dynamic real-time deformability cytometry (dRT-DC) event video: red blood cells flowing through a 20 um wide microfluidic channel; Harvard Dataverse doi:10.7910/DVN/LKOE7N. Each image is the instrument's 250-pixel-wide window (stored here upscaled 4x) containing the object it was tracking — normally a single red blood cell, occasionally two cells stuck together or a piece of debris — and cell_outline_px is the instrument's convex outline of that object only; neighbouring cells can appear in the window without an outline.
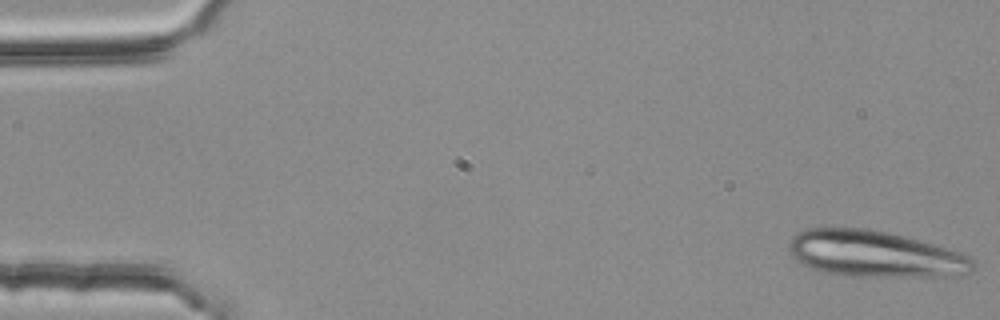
{"species": "common noctule bat (a hibernating species)", "species_latin": "Nyctalus noctula", "temperature_condition": "room temperature", "stored_images_in_passage": 4, "camera_frame_rate_fps": 3000, "um_per_image_px": 0.085, "animal": {"sex": "female", "body_mass_g": 25.1}, "frame": {"image": 1, "passage_image": 1, "time_ms": 0.0, "image_size_px": [1000, 320], "cell_outline_px": [[976, 264], [972, 272], [952, 276], [852, 276], [824, 272], [800, 264], [792, 256], [788, 248], [792, 236], [796, 232], [808, 228], [864, 228], [888, 232], [932, 244], [960, 252], [968, 256]], "centroid_in_image_um": [74.34, 21.59], "position_along_channel_um": 10.7, "area_um2": 49.59}}